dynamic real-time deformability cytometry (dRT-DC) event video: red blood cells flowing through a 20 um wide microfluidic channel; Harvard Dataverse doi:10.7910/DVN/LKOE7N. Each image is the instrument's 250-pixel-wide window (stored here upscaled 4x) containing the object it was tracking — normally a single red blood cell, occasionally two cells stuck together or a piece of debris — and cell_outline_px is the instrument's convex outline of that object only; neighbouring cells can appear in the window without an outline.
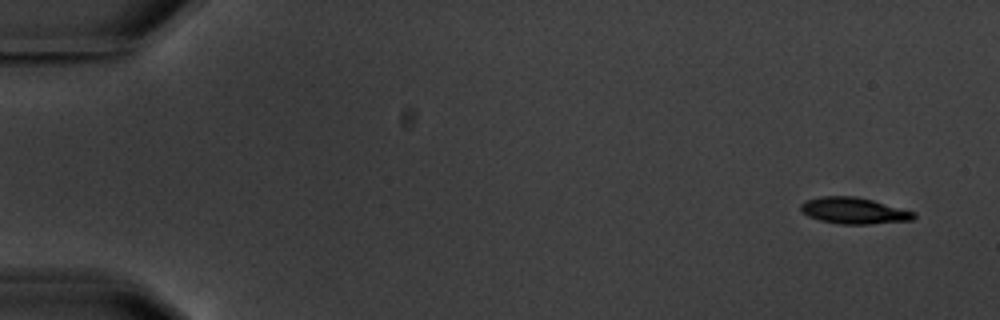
{"species": "common noctule bat (a hibernating species)", "species_latin": "Nyctalus noctula", "temperature_condition": "warm", "stored_images_in_passage": 4, "camera_frame_rate_fps": 3000, "um_per_image_px": 0.085, "animal": {"sex": "male", "body_mass_g": 20.1, "forearm_length_mm": 53.5}, "frame": {"image": 1, "passage_image": 1, "time_ms": 0.0, "image_size_px": [1000, 320], "cell_outline_px": [[916, 216], [912, 220], [868, 224], [840, 224], [820, 220], [808, 216], [800, 208], [800, 204], [804, 200], [820, 196], [856, 196], [872, 200], [916, 212]], "centroid_in_image_um": [72.57, 17.9], "position_along_channel_um": 12.4, "area_um2": 17.34}}
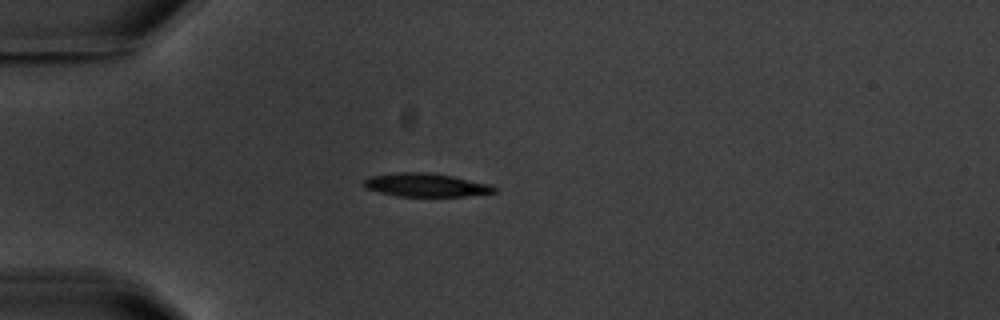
{"frame": {"image": 2, "passage_image": 4, "time_ms": 4.333, "image_size_px": [1000, 320], "cell_outline_px": [[496, 192], [464, 196], [396, 196], [364, 188], [364, 180], [372, 176], [400, 172], [428, 172], [452, 176], [492, 184], [496, 188]], "centroid_in_image_um": [36.22, 15.72], "position_along_channel_um": 48.8, "area_um2": 17.69}}